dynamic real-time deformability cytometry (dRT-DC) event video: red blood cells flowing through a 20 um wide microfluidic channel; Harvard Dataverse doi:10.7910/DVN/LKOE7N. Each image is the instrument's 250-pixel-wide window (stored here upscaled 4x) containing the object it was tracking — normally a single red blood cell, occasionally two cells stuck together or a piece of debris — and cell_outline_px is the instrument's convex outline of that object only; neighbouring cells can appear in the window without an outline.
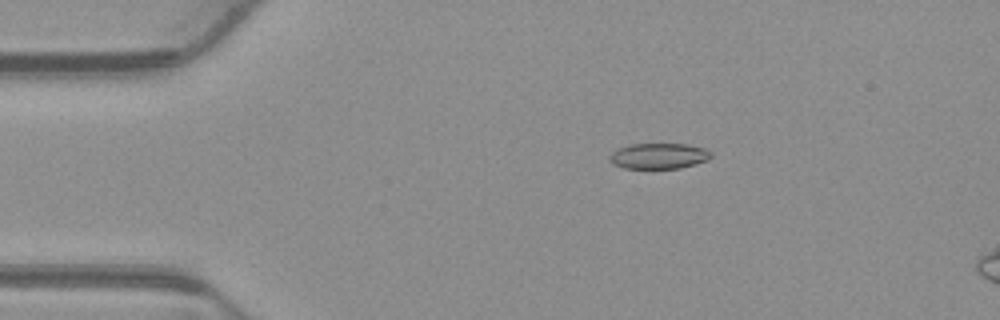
{"species": "common noctule bat (a hibernating species)", "species_latin": "Nyctalus noctula", "temperature_condition": "warm", "stored_images_in_passage": 17, "camera_frame_rate_fps": 3000, "um_per_image_px": 0.085, "animal": {"sex": "male", "body_mass_g": 23.1, "forearm_length_mm": 52.7}, "frame": {"image": 1, "passage_image": 10, "time_ms": 3.0, "image_size_px": [1000, 320], "cell_outline_px": [[712, 156], [708, 160], [680, 168], [624, 168], [612, 164], [608, 160], [608, 156], [616, 148], [628, 144], [688, 144], [704, 148], [712, 152]], "centroid_in_image_um": [55.96, 13.25], "position_along_channel_um": 29.0, "area_um2": 15.37}}